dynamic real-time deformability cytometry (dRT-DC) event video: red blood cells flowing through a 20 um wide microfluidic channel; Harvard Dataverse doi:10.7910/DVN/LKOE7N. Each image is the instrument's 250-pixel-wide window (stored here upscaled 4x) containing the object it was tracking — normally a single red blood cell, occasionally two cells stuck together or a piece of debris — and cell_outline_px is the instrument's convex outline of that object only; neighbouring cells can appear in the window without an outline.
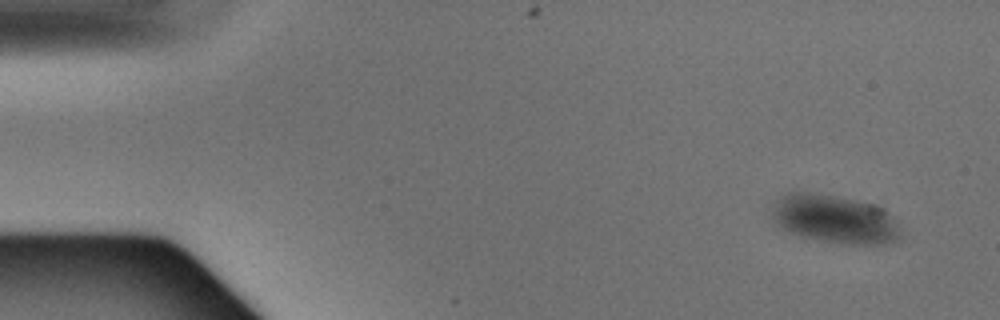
{"species": "Egyptian fruit bat (a non-hibernating species)", "species_latin": "Rousettus aegyptiacus", "temperature_condition": "warm", "stored_images_in_passage": 4, "camera_frame_rate_fps": 3000, "um_per_image_px": 0.085, "animal": {"sex": "male"}, "frame": {"image": 1, "passage_image": 1, "time_ms": 0.0, "image_size_px": [1000, 320], "cell_outline_px": [[900, 240], [892, 244], [840, 244], [820, 240], [792, 232], [784, 228], [772, 216], [772, 212], [780, 196], [792, 192], [808, 192], [864, 200], [888, 212], [892, 216], [900, 228]], "centroid_in_image_um": [71.05, 18.62], "position_along_channel_um": 14.0, "area_um2": 36.07}}